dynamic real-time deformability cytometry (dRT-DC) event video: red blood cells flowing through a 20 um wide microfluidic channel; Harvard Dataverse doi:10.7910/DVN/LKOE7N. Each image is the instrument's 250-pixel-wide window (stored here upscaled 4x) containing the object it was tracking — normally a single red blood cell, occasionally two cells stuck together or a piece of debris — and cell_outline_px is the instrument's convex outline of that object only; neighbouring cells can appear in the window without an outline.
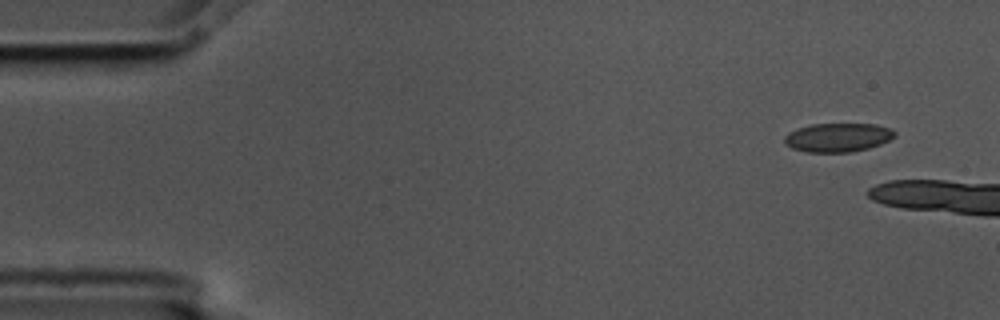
{"species": "common noctule bat (a hibernating species)", "species_latin": "Nyctalus noctula", "temperature_condition": "cold", "stored_images_in_passage": 3, "camera_frame_rate_fps": 3000, "um_per_image_px": 0.085, "animal": {"sex": "male", "body_mass_g": 17.5, "forearm_length_mm": 52.3}, "frame": {"image": 1, "passage_image": 1, "time_ms": 0.0, "image_size_px": [1000, 320], "cell_outline_px": [[896, 136], [880, 144], [868, 148], [852, 152], [808, 152], [792, 148], [784, 144], [784, 136], [788, 132], [796, 128], [808, 124], [876, 124], [892, 128], [896, 132]], "centroid_in_image_um": [71.2, 11.67], "position_along_channel_um": 13.8, "area_um2": 18.73}}